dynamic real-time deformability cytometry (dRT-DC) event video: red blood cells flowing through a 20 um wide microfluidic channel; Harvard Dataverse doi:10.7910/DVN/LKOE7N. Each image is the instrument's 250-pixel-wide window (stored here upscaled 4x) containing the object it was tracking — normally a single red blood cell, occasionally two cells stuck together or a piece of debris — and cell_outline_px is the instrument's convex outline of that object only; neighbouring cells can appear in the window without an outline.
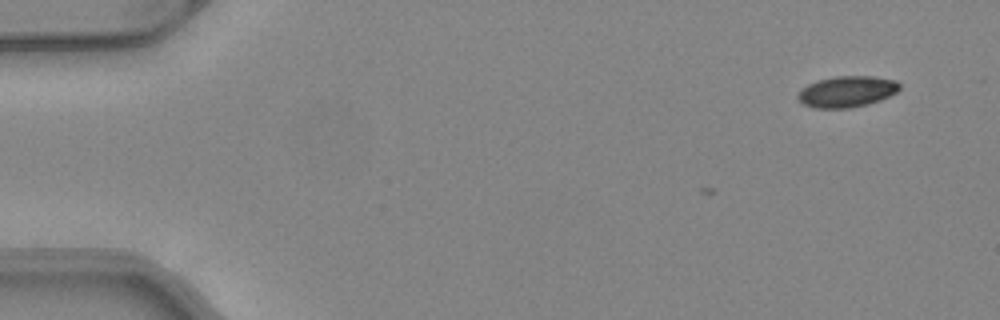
{"species": "common noctule bat (a hibernating species)", "species_latin": "Nyctalus noctula", "temperature_condition": "warm", "stored_images_in_passage": 2, "camera_frame_rate_fps": 3000, "um_per_image_px": 0.085, "animal": {"sex": "female", "body_mass_g": 24.6, "forearm_length_mm": 56.2}, "frame": {"image": 1, "passage_image": 2, "time_ms": 0.333, "image_size_px": [1000, 320], "cell_outline_px": [[900, 88], [896, 92], [880, 100], [868, 104], [848, 108], [812, 108], [804, 104], [796, 96], [808, 84], [816, 80], [836, 76], [872, 76], [896, 80], [900, 84]], "centroid_in_image_um": [71.99, 7.78], "position_along_channel_um": 13.0, "area_um2": 18.38}}